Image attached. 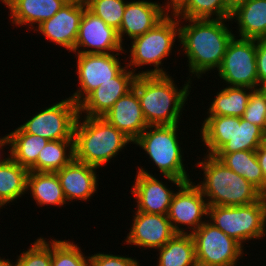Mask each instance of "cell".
Masks as SVG:
<instances>
[{
    "label": "cell",
    "mask_w": 266,
    "mask_h": 266,
    "mask_svg": "<svg viewBox=\"0 0 266 266\" xmlns=\"http://www.w3.org/2000/svg\"><path fill=\"white\" fill-rule=\"evenodd\" d=\"M132 211V224L122 244L156 251L176 234L167 215Z\"/></svg>",
    "instance_id": "cell-17"
},
{
    "label": "cell",
    "mask_w": 266,
    "mask_h": 266,
    "mask_svg": "<svg viewBox=\"0 0 266 266\" xmlns=\"http://www.w3.org/2000/svg\"><path fill=\"white\" fill-rule=\"evenodd\" d=\"M103 118L133 142L148 127L138 95L133 88L120 97Z\"/></svg>",
    "instance_id": "cell-21"
},
{
    "label": "cell",
    "mask_w": 266,
    "mask_h": 266,
    "mask_svg": "<svg viewBox=\"0 0 266 266\" xmlns=\"http://www.w3.org/2000/svg\"><path fill=\"white\" fill-rule=\"evenodd\" d=\"M8 0H2V4L4 5Z\"/></svg>",
    "instance_id": "cell-44"
},
{
    "label": "cell",
    "mask_w": 266,
    "mask_h": 266,
    "mask_svg": "<svg viewBox=\"0 0 266 266\" xmlns=\"http://www.w3.org/2000/svg\"><path fill=\"white\" fill-rule=\"evenodd\" d=\"M226 5L233 10L235 7H237L238 5H240L242 2L246 1V0H224Z\"/></svg>",
    "instance_id": "cell-40"
},
{
    "label": "cell",
    "mask_w": 266,
    "mask_h": 266,
    "mask_svg": "<svg viewBox=\"0 0 266 266\" xmlns=\"http://www.w3.org/2000/svg\"><path fill=\"white\" fill-rule=\"evenodd\" d=\"M37 206L66 207L67 200L56 173L29 171L27 175L26 194Z\"/></svg>",
    "instance_id": "cell-24"
},
{
    "label": "cell",
    "mask_w": 266,
    "mask_h": 266,
    "mask_svg": "<svg viewBox=\"0 0 266 266\" xmlns=\"http://www.w3.org/2000/svg\"><path fill=\"white\" fill-rule=\"evenodd\" d=\"M170 12L171 10L160 2L150 0L128 1L121 26L117 31L121 44L124 46L126 44L123 42L124 40L128 41L129 38L130 41L153 29Z\"/></svg>",
    "instance_id": "cell-18"
},
{
    "label": "cell",
    "mask_w": 266,
    "mask_h": 266,
    "mask_svg": "<svg viewBox=\"0 0 266 266\" xmlns=\"http://www.w3.org/2000/svg\"><path fill=\"white\" fill-rule=\"evenodd\" d=\"M257 160L266 179V148L261 144L256 150Z\"/></svg>",
    "instance_id": "cell-38"
},
{
    "label": "cell",
    "mask_w": 266,
    "mask_h": 266,
    "mask_svg": "<svg viewBox=\"0 0 266 266\" xmlns=\"http://www.w3.org/2000/svg\"><path fill=\"white\" fill-rule=\"evenodd\" d=\"M224 0H181L171 12L183 19H230Z\"/></svg>",
    "instance_id": "cell-31"
},
{
    "label": "cell",
    "mask_w": 266,
    "mask_h": 266,
    "mask_svg": "<svg viewBox=\"0 0 266 266\" xmlns=\"http://www.w3.org/2000/svg\"><path fill=\"white\" fill-rule=\"evenodd\" d=\"M158 252L156 266H198L192 234L176 233Z\"/></svg>",
    "instance_id": "cell-27"
},
{
    "label": "cell",
    "mask_w": 266,
    "mask_h": 266,
    "mask_svg": "<svg viewBox=\"0 0 266 266\" xmlns=\"http://www.w3.org/2000/svg\"><path fill=\"white\" fill-rule=\"evenodd\" d=\"M7 146H9V133L5 136H0V162L9 157V150H6V153L8 152L7 154L4 151ZM3 154H5L7 157Z\"/></svg>",
    "instance_id": "cell-39"
},
{
    "label": "cell",
    "mask_w": 266,
    "mask_h": 266,
    "mask_svg": "<svg viewBox=\"0 0 266 266\" xmlns=\"http://www.w3.org/2000/svg\"><path fill=\"white\" fill-rule=\"evenodd\" d=\"M78 85L76 91L69 96L79 105L93 90L107 81H111L125 66L119 55L124 52L109 54H81L74 53ZM123 65V66H122Z\"/></svg>",
    "instance_id": "cell-12"
},
{
    "label": "cell",
    "mask_w": 266,
    "mask_h": 266,
    "mask_svg": "<svg viewBox=\"0 0 266 266\" xmlns=\"http://www.w3.org/2000/svg\"><path fill=\"white\" fill-rule=\"evenodd\" d=\"M136 74L125 66L111 81L100 84L79 105V115L103 117L133 87Z\"/></svg>",
    "instance_id": "cell-19"
},
{
    "label": "cell",
    "mask_w": 266,
    "mask_h": 266,
    "mask_svg": "<svg viewBox=\"0 0 266 266\" xmlns=\"http://www.w3.org/2000/svg\"><path fill=\"white\" fill-rule=\"evenodd\" d=\"M74 159V140L48 141L29 171L55 173Z\"/></svg>",
    "instance_id": "cell-30"
},
{
    "label": "cell",
    "mask_w": 266,
    "mask_h": 266,
    "mask_svg": "<svg viewBox=\"0 0 266 266\" xmlns=\"http://www.w3.org/2000/svg\"><path fill=\"white\" fill-rule=\"evenodd\" d=\"M79 114L78 105L66 97L44 107L19 125L28 134L38 135L49 141L74 140V125Z\"/></svg>",
    "instance_id": "cell-11"
},
{
    "label": "cell",
    "mask_w": 266,
    "mask_h": 266,
    "mask_svg": "<svg viewBox=\"0 0 266 266\" xmlns=\"http://www.w3.org/2000/svg\"><path fill=\"white\" fill-rule=\"evenodd\" d=\"M230 21L238 24L234 36L266 39V0H246L231 11ZM234 21V22H233ZM237 33V34H236Z\"/></svg>",
    "instance_id": "cell-23"
},
{
    "label": "cell",
    "mask_w": 266,
    "mask_h": 266,
    "mask_svg": "<svg viewBox=\"0 0 266 266\" xmlns=\"http://www.w3.org/2000/svg\"><path fill=\"white\" fill-rule=\"evenodd\" d=\"M175 42H179V18L170 12L153 29L130 41L128 50L124 49V53L129 54L124 57L123 62L136 75H168L170 72L165 69L163 60L172 55L174 46H178L179 51V44L176 45ZM146 65L153 66V69L144 71L143 66ZM137 68H142V71H137Z\"/></svg>",
    "instance_id": "cell-5"
},
{
    "label": "cell",
    "mask_w": 266,
    "mask_h": 266,
    "mask_svg": "<svg viewBox=\"0 0 266 266\" xmlns=\"http://www.w3.org/2000/svg\"><path fill=\"white\" fill-rule=\"evenodd\" d=\"M262 88L266 91V84Z\"/></svg>",
    "instance_id": "cell-45"
},
{
    "label": "cell",
    "mask_w": 266,
    "mask_h": 266,
    "mask_svg": "<svg viewBox=\"0 0 266 266\" xmlns=\"http://www.w3.org/2000/svg\"><path fill=\"white\" fill-rule=\"evenodd\" d=\"M192 236L198 266H237L240 265L239 260H243L247 253L244 251L246 247L227 236L208 220L195 230Z\"/></svg>",
    "instance_id": "cell-9"
},
{
    "label": "cell",
    "mask_w": 266,
    "mask_h": 266,
    "mask_svg": "<svg viewBox=\"0 0 266 266\" xmlns=\"http://www.w3.org/2000/svg\"><path fill=\"white\" fill-rule=\"evenodd\" d=\"M136 175L131 185V195L135 200L133 205L135 210L143 213L167 215L175 189L179 187L183 181L171 176H163L161 180L156 174L150 173L143 166L136 167ZM167 179L172 186L169 188L167 183L162 182ZM166 184V185H165ZM173 189V190H171Z\"/></svg>",
    "instance_id": "cell-14"
},
{
    "label": "cell",
    "mask_w": 266,
    "mask_h": 266,
    "mask_svg": "<svg viewBox=\"0 0 266 266\" xmlns=\"http://www.w3.org/2000/svg\"><path fill=\"white\" fill-rule=\"evenodd\" d=\"M242 118L266 132V91L262 87L251 92Z\"/></svg>",
    "instance_id": "cell-35"
},
{
    "label": "cell",
    "mask_w": 266,
    "mask_h": 266,
    "mask_svg": "<svg viewBox=\"0 0 266 266\" xmlns=\"http://www.w3.org/2000/svg\"><path fill=\"white\" fill-rule=\"evenodd\" d=\"M28 172L10 156L0 162V209L10 207L11 203L15 205L13 203L25 196Z\"/></svg>",
    "instance_id": "cell-25"
},
{
    "label": "cell",
    "mask_w": 266,
    "mask_h": 266,
    "mask_svg": "<svg viewBox=\"0 0 266 266\" xmlns=\"http://www.w3.org/2000/svg\"><path fill=\"white\" fill-rule=\"evenodd\" d=\"M175 189L167 217L176 233L192 234L207 221L208 202L192 180Z\"/></svg>",
    "instance_id": "cell-13"
},
{
    "label": "cell",
    "mask_w": 266,
    "mask_h": 266,
    "mask_svg": "<svg viewBox=\"0 0 266 266\" xmlns=\"http://www.w3.org/2000/svg\"><path fill=\"white\" fill-rule=\"evenodd\" d=\"M117 30L108 26L88 8L81 18L79 33L72 53L109 54L124 52Z\"/></svg>",
    "instance_id": "cell-16"
},
{
    "label": "cell",
    "mask_w": 266,
    "mask_h": 266,
    "mask_svg": "<svg viewBox=\"0 0 266 266\" xmlns=\"http://www.w3.org/2000/svg\"><path fill=\"white\" fill-rule=\"evenodd\" d=\"M69 0H8L6 6L12 26L34 30L42 22L53 17ZM25 25V26H24ZM28 26V28H27Z\"/></svg>",
    "instance_id": "cell-22"
},
{
    "label": "cell",
    "mask_w": 266,
    "mask_h": 266,
    "mask_svg": "<svg viewBox=\"0 0 266 266\" xmlns=\"http://www.w3.org/2000/svg\"><path fill=\"white\" fill-rule=\"evenodd\" d=\"M49 140L38 135L25 133L17 126L9 132V156L28 170L37 162L39 152Z\"/></svg>",
    "instance_id": "cell-29"
},
{
    "label": "cell",
    "mask_w": 266,
    "mask_h": 266,
    "mask_svg": "<svg viewBox=\"0 0 266 266\" xmlns=\"http://www.w3.org/2000/svg\"><path fill=\"white\" fill-rule=\"evenodd\" d=\"M229 22L230 19L179 18V50L188 62L189 76L186 78L199 80L219 68L234 36Z\"/></svg>",
    "instance_id": "cell-1"
},
{
    "label": "cell",
    "mask_w": 266,
    "mask_h": 266,
    "mask_svg": "<svg viewBox=\"0 0 266 266\" xmlns=\"http://www.w3.org/2000/svg\"><path fill=\"white\" fill-rule=\"evenodd\" d=\"M180 1L181 0H164L163 4H165L170 10H172Z\"/></svg>",
    "instance_id": "cell-41"
},
{
    "label": "cell",
    "mask_w": 266,
    "mask_h": 266,
    "mask_svg": "<svg viewBox=\"0 0 266 266\" xmlns=\"http://www.w3.org/2000/svg\"><path fill=\"white\" fill-rule=\"evenodd\" d=\"M256 66L261 88L266 84V39H256Z\"/></svg>",
    "instance_id": "cell-37"
},
{
    "label": "cell",
    "mask_w": 266,
    "mask_h": 266,
    "mask_svg": "<svg viewBox=\"0 0 266 266\" xmlns=\"http://www.w3.org/2000/svg\"><path fill=\"white\" fill-rule=\"evenodd\" d=\"M227 168L255 186L262 194L266 192V179L257 160L255 150L237 151L234 153H216L214 155Z\"/></svg>",
    "instance_id": "cell-26"
},
{
    "label": "cell",
    "mask_w": 266,
    "mask_h": 266,
    "mask_svg": "<svg viewBox=\"0 0 266 266\" xmlns=\"http://www.w3.org/2000/svg\"><path fill=\"white\" fill-rule=\"evenodd\" d=\"M206 118V119H205ZM199 128L205 154L234 153L256 150L264 139V131L242 117L207 116Z\"/></svg>",
    "instance_id": "cell-6"
},
{
    "label": "cell",
    "mask_w": 266,
    "mask_h": 266,
    "mask_svg": "<svg viewBox=\"0 0 266 266\" xmlns=\"http://www.w3.org/2000/svg\"><path fill=\"white\" fill-rule=\"evenodd\" d=\"M168 75H137L133 83L148 126L180 124L188 103L192 81L178 87ZM187 102V103H186Z\"/></svg>",
    "instance_id": "cell-2"
},
{
    "label": "cell",
    "mask_w": 266,
    "mask_h": 266,
    "mask_svg": "<svg viewBox=\"0 0 266 266\" xmlns=\"http://www.w3.org/2000/svg\"><path fill=\"white\" fill-rule=\"evenodd\" d=\"M90 259L92 266H141L136 257L114 255L112 252H97L94 255H90Z\"/></svg>",
    "instance_id": "cell-36"
},
{
    "label": "cell",
    "mask_w": 266,
    "mask_h": 266,
    "mask_svg": "<svg viewBox=\"0 0 266 266\" xmlns=\"http://www.w3.org/2000/svg\"><path fill=\"white\" fill-rule=\"evenodd\" d=\"M98 169L74 159L70 164L55 172L68 204L75 201L79 203L90 201L94 194H97L99 174L96 171Z\"/></svg>",
    "instance_id": "cell-20"
},
{
    "label": "cell",
    "mask_w": 266,
    "mask_h": 266,
    "mask_svg": "<svg viewBox=\"0 0 266 266\" xmlns=\"http://www.w3.org/2000/svg\"><path fill=\"white\" fill-rule=\"evenodd\" d=\"M214 95L206 112L207 116H236L242 117L249 101L251 92L249 87L222 85ZM225 87V88H224ZM223 88V89H222Z\"/></svg>",
    "instance_id": "cell-28"
},
{
    "label": "cell",
    "mask_w": 266,
    "mask_h": 266,
    "mask_svg": "<svg viewBox=\"0 0 266 266\" xmlns=\"http://www.w3.org/2000/svg\"><path fill=\"white\" fill-rule=\"evenodd\" d=\"M208 221L243 247L266 236V199L240 206H209Z\"/></svg>",
    "instance_id": "cell-8"
},
{
    "label": "cell",
    "mask_w": 266,
    "mask_h": 266,
    "mask_svg": "<svg viewBox=\"0 0 266 266\" xmlns=\"http://www.w3.org/2000/svg\"><path fill=\"white\" fill-rule=\"evenodd\" d=\"M26 249L20 255H17L13 266L52 265V238L47 239L40 236L34 242H31L30 246Z\"/></svg>",
    "instance_id": "cell-33"
},
{
    "label": "cell",
    "mask_w": 266,
    "mask_h": 266,
    "mask_svg": "<svg viewBox=\"0 0 266 266\" xmlns=\"http://www.w3.org/2000/svg\"><path fill=\"white\" fill-rule=\"evenodd\" d=\"M204 155L193 167L203 171L197 186L209 206H240L259 201L263 194L250 182L227 168L213 155ZM201 171V172H200Z\"/></svg>",
    "instance_id": "cell-4"
},
{
    "label": "cell",
    "mask_w": 266,
    "mask_h": 266,
    "mask_svg": "<svg viewBox=\"0 0 266 266\" xmlns=\"http://www.w3.org/2000/svg\"><path fill=\"white\" fill-rule=\"evenodd\" d=\"M127 0H87V8L108 26L119 30Z\"/></svg>",
    "instance_id": "cell-34"
},
{
    "label": "cell",
    "mask_w": 266,
    "mask_h": 266,
    "mask_svg": "<svg viewBox=\"0 0 266 266\" xmlns=\"http://www.w3.org/2000/svg\"><path fill=\"white\" fill-rule=\"evenodd\" d=\"M86 8V2L69 0L53 17L38 25L33 33L42 34L47 41L71 53L74 50L81 18Z\"/></svg>",
    "instance_id": "cell-15"
},
{
    "label": "cell",
    "mask_w": 266,
    "mask_h": 266,
    "mask_svg": "<svg viewBox=\"0 0 266 266\" xmlns=\"http://www.w3.org/2000/svg\"><path fill=\"white\" fill-rule=\"evenodd\" d=\"M180 124L175 125H155L148 126L139 137L133 142V145L139 146L146 156L150 159L148 162L154 164L162 174L159 176H171L187 182L193 180L188 173V166L184 163V150L182 140H178Z\"/></svg>",
    "instance_id": "cell-7"
},
{
    "label": "cell",
    "mask_w": 266,
    "mask_h": 266,
    "mask_svg": "<svg viewBox=\"0 0 266 266\" xmlns=\"http://www.w3.org/2000/svg\"><path fill=\"white\" fill-rule=\"evenodd\" d=\"M0 266H13V261L11 259H5V257L0 256Z\"/></svg>",
    "instance_id": "cell-42"
},
{
    "label": "cell",
    "mask_w": 266,
    "mask_h": 266,
    "mask_svg": "<svg viewBox=\"0 0 266 266\" xmlns=\"http://www.w3.org/2000/svg\"><path fill=\"white\" fill-rule=\"evenodd\" d=\"M75 160L97 168L117 158L133 141L103 117L78 114L74 125Z\"/></svg>",
    "instance_id": "cell-3"
},
{
    "label": "cell",
    "mask_w": 266,
    "mask_h": 266,
    "mask_svg": "<svg viewBox=\"0 0 266 266\" xmlns=\"http://www.w3.org/2000/svg\"><path fill=\"white\" fill-rule=\"evenodd\" d=\"M75 243L70 239L58 240L53 237L51 266H92L90 256Z\"/></svg>",
    "instance_id": "cell-32"
},
{
    "label": "cell",
    "mask_w": 266,
    "mask_h": 266,
    "mask_svg": "<svg viewBox=\"0 0 266 266\" xmlns=\"http://www.w3.org/2000/svg\"><path fill=\"white\" fill-rule=\"evenodd\" d=\"M219 82L227 86L259 88L256 66V39L233 36L219 68Z\"/></svg>",
    "instance_id": "cell-10"
},
{
    "label": "cell",
    "mask_w": 266,
    "mask_h": 266,
    "mask_svg": "<svg viewBox=\"0 0 266 266\" xmlns=\"http://www.w3.org/2000/svg\"><path fill=\"white\" fill-rule=\"evenodd\" d=\"M262 145L266 148V132L264 133V139L262 141Z\"/></svg>",
    "instance_id": "cell-43"
}]
</instances>
